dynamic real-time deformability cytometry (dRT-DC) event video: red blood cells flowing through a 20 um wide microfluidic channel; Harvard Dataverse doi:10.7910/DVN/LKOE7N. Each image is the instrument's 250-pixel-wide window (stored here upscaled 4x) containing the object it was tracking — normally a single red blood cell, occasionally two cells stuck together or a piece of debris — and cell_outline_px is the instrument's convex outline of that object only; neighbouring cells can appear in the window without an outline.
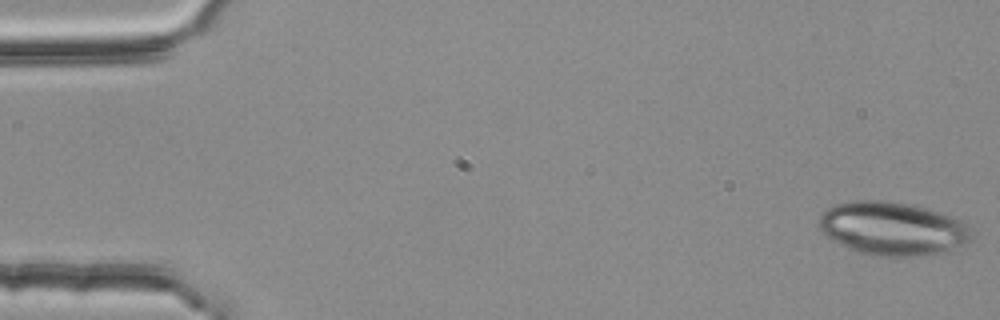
{"species": "common noctule bat (a hibernating species)", "species_latin": "Nyctalus noctula", "temperature_condition": "room temperature", "stored_images_in_passage": 54, "camera_frame_rate_fps": 3000, "um_per_image_px": 0.085, "animal": {"sex": "female", "body_mass_g": 25.1}, "frame": {"image": 1, "passage_image": 1, "time_ms": 0.0, "image_size_px": [1000, 320], "cell_outline_px": [[972, 240], [964, 244], [936, 252], [912, 256], [868, 256], [856, 252], [848, 248], [828, 236], [820, 228], [820, 216], [828, 208], [836, 204], [852, 200], [888, 200], [916, 204], [960, 220], [968, 224], [972, 232]], "centroid_in_image_um": [75.87, 19.4], "position_along_channel_um": 9.1, "area_um2": 47.22}}
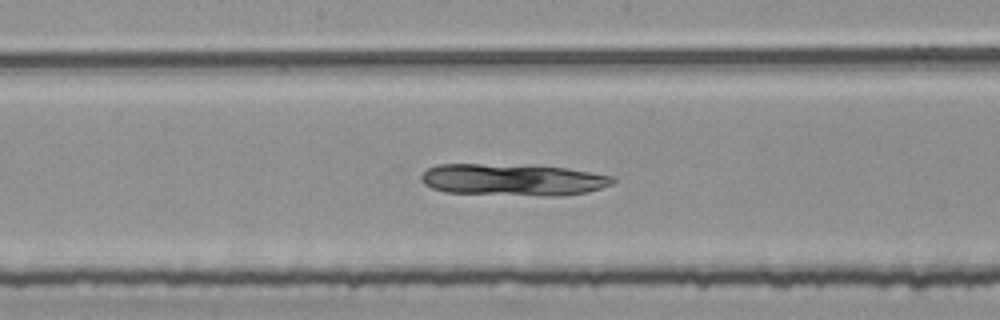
{"frame": {"image": 2, "passage_image": 28, "time_ms": 9.0, "image_size_px": [1000, 320], "cell_outline_px": [[616, 180], [612, 184], [600, 188], [584, 192], [560, 196], [548, 196], [444, 192], [432, 188], [424, 184], [420, 180], [420, 176], [428, 168], [436, 164], [536, 164], [568, 168], [616, 176]], "centroid_in_image_um": [43.62, 15.25], "position_along_channel_um": 204.6, "area_um2": 36.18}}
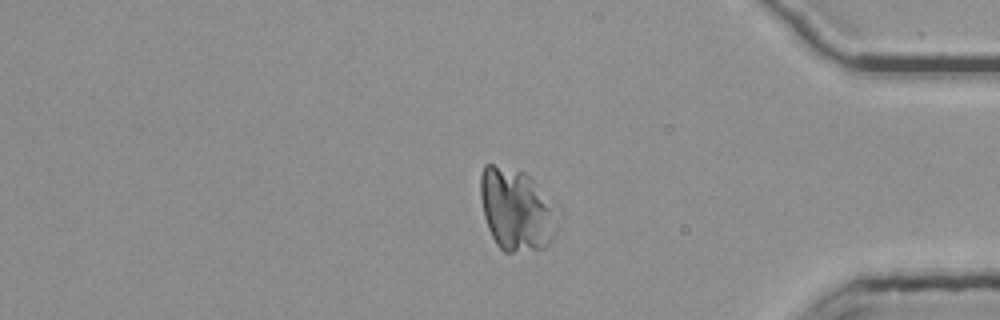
{"frame": {"image": 3, "passage_image": 45, "time_ms": 14.667, "image_size_px": [1000, 320], "cell_outline_px": [[564, 212], [560, 228], [548, 244], [544, 248], [512, 252], [504, 252], [496, 244], [488, 228], [484, 216], [480, 196], [480, 176], [484, 164], [492, 164], [524, 172]], "centroid_in_image_um": [43.98, 17.84], "position_along_channel_um": 391.2, "area_um2": 37.92}}